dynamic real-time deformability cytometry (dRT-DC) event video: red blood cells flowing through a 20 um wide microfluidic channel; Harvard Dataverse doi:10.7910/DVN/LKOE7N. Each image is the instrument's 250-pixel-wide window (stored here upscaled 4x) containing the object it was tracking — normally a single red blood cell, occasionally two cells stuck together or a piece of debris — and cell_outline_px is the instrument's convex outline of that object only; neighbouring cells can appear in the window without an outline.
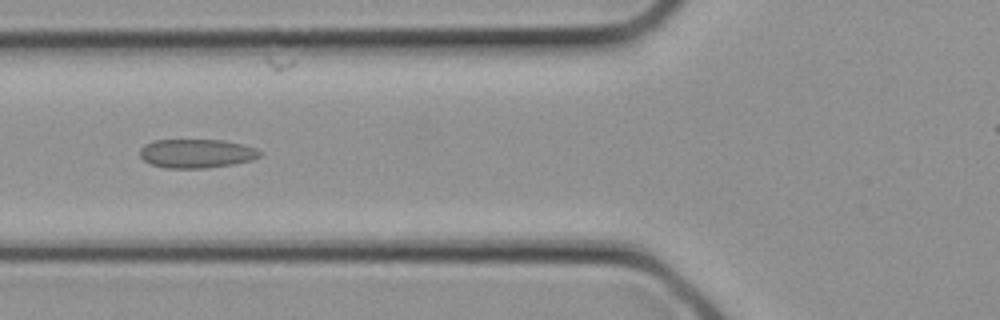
{"species": "common noctule bat (a hibernating species)", "species_latin": "Nyctalus noctula", "temperature_condition": "cold", "stored_images_in_passage": 14, "camera_frame_rate_fps": 3000, "um_per_image_px": 0.085, "animal": {"sex": "female", "body_mass_g": 21.9}, "frame": {"image": 1, "passage_image": 10, "time_ms": 3.0, "image_size_px": [1000, 320], "cell_outline_px": [[264, 152], [260, 156], [252, 160], [232, 164], [204, 168], [164, 168], [148, 164], [140, 156], [140, 148], [144, 144], [152, 140], [224, 140], [256, 148]], "centroid_in_image_um": [16.68, 13.04], "position_along_channel_um": 109.1, "area_um2": 20.35}}
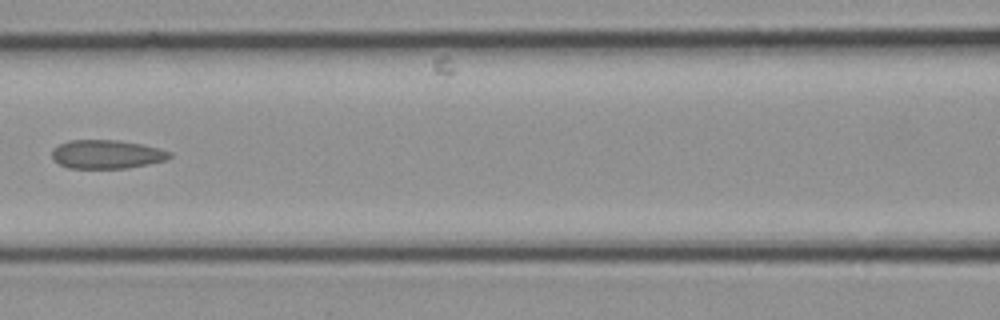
{"frame": {"image": 2, "passage_image": 12, "time_ms": 3.667, "image_size_px": [1000, 320], "cell_outline_px": [[172, 156], [164, 160], [148, 164], [128, 168], [68, 168], [52, 160], [52, 148], [68, 140], [120, 140], [144, 144], [160, 148], [172, 152]], "centroid_in_image_um": [9.07, 13.1], "position_along_channel_um": 157.5, "area_um2": 19.88}}